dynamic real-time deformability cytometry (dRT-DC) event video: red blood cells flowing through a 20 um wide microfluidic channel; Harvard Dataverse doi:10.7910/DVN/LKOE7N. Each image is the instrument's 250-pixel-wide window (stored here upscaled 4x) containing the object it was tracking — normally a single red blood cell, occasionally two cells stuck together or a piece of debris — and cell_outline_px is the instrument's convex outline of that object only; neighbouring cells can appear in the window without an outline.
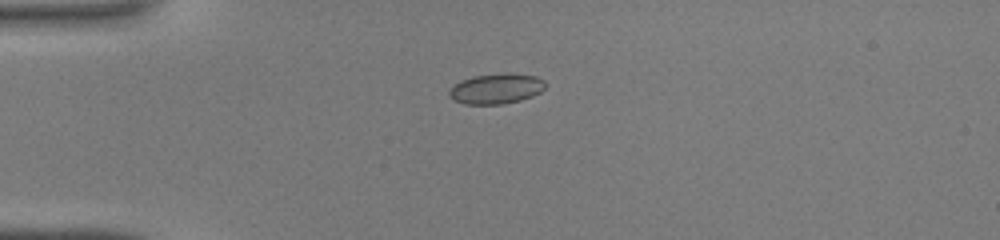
{"species": "common noctule bat (a hibernating species)", "species_latin": "Nyctalus noctula", "temperature_condition": "warm", "stored_images_in_passage": 34, "camera_frame_rate_fps": 3000, "um_per_image_px": 0.085, "animal": {"sex": "male", "body_mass_g": 19.0, "forearm_length_mm": 50.8}, "frame": {"image": 1, "passage_image": 1, "time_ms": 0.0, "image_size_px": [1000, 240], "cell_outline_px": [[544, 88], [540, 92], [532, 96], [520, 100], [500, 104], [464, 104], [452, 100], [448, 96], [448, 92], [460, 80], [472, 76], [508, 72], [536, 76], [544, 80]], "centroid_in_image_um": [42.15, 7.53], "position_along_channel_um": 42.8, "area_um2": 17.05}}
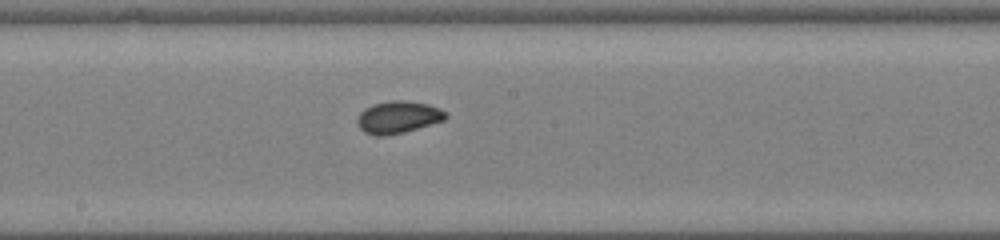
{"frame": {"image": 2, "passage_image": 14, "time_ms": 4.333, "image_size_px": [1000, 240], "cell_outline_px": [[448, 116], [444, 120], [404, 132], [384, 136], [376, 136], [364, 132], [356, 124], [356, 120], [360, 112], [364, 108], [372, 104], [392, 100], [404, 100], [428, 104], [440, 108], [448, 112]], "centroid_in_image_um": [33.82, 9.95], "position_along_channel_um": 214.4, "area_um2": 16.76}}
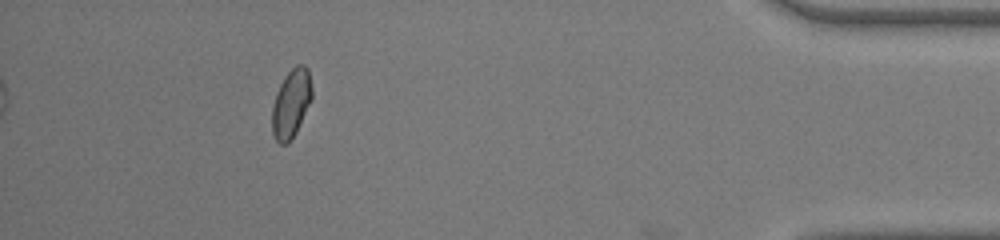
{"frame": {"image": 3, "passage_image": 30, "time_ms": 9.667, "image_size_px": [1000, 240], "cell_outline_px": [[312, 100], [296, 132], [288, 144], [280, 144], [276, 140], [272, 132], [272, 108], [276, 92], [284, 76], [296, 64], [304, 64], [308, 68], [312, 88]], "centroid_in_image_um": [24.76, 8.78], "position_along_channel_um": 410.4, "area_um2": 16.07}}